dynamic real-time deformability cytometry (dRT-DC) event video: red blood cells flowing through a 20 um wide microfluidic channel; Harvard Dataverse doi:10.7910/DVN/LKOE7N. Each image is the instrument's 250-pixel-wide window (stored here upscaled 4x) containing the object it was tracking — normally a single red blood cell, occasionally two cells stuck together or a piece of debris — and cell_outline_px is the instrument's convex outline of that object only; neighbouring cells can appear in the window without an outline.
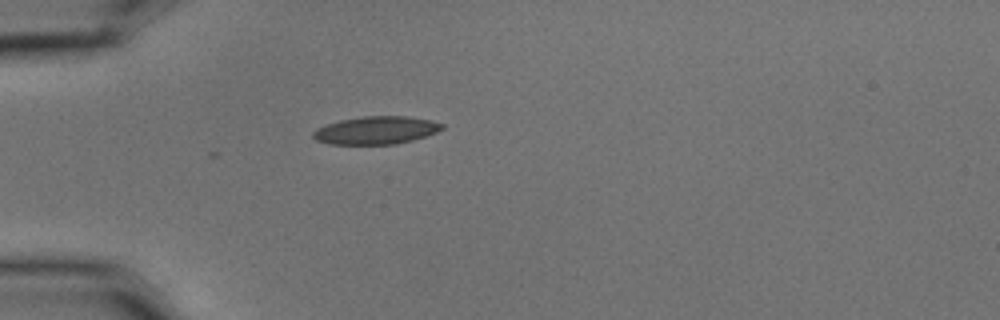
{"species": "common noctule bat (a hibernating species)", "species_latin": "Nyctalus noctula", "temperature_condition": "cold", "stored_images_in_passage": 1, "camera_frame_rate_fps": 3000, "um_per_image_px": 0.085, "animal": {"sex": "male", "body_mass_g": 15.6}, "frame": {"image": 1, "passage_image": 1, "time_ms": 0.0, "image_size_px": [1000, 320], "cell_outline_px": [[444, 128], [436, 132], [412, 140], [396, 144], [332, 144], [316, 140], [312, 136], [312, 132], [316, 128], [324, 124], [340, 120], [364, 116], [404, 116], [432, 120], [444, 124]], "centroid_in_image_um": [31.94, 11.07], "position_along_channel_um": 53.1, "area_um2": 20.92}}